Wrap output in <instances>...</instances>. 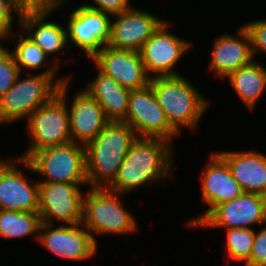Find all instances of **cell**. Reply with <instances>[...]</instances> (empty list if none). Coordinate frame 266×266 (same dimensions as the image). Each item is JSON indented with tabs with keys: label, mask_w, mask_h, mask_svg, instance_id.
Wrapping results in <instances>:
<instances>
[{
	"label": "cell",
	"mask_w": 266,
	"mask_h": 266,
	"mask_svg": "<svg viewBox=\"0 0 266 266\" xmlns=\"http://www.w3.org/2000/svg\"><path fill=\"white\" fill-rule=\"evenodd\" d=\"M175 150L166 140L137 137L107 189L129 197L138 189L151 184L153 186L156 182L165 187L167 180H176L172 166L175 163Z\"/></svg>",
	"instance_id": "obj_1"
},
{
	"label": "cell",
	"mask_w": 266,
	"mask_h": 266,
	"mask_svg": "<svg viewBox=\"0 0 266 266\" xmlns=\"http://www.w3.org/2000/svg\"><path fill=\"white\" fill-rule=\"evenodd\" d=\"M137 139L127 123L110 121L85 149V171L90 188H107L116 178L132 143Z\"/></svg>",
	"instance_id": "obj_2"
},
{
	"label": "cell",
	"mask_w": 266,
	"mask_h": 266,
	"mask_svg": "<svg viewBox=\"0 0 266 266\" xmlns=\"http://www.w3.org/2000/svg\"><path fill=\"white\" fill-rule=\"evenodd\" d=\"M149 84L170 126L180 136L185 128L196 132L211 103L194 83L181 74L152 78Z\"/></svg>",
	"instance_id": "obj_3"
},
{
	"label": "cell",
	"mask_w": 266,
	"mask_h": 266,
	"mask_svg": "<svg viewBox=\"0 0 266 266\" xmlns=\"http://www.w3.org/2000/svg\"><path fill=\"white\" fill-rule=\"evenodd\" d=\"M119 193L107 188H88L84 196L82 224L88 229L95 243L98 235H115L121 237L126 234V243L129 235L138 230V221L132 211L125 208ZM129 233V234H128ZM96 235V237H95ZM120 235V236H119Z\"/></svg>",
	"instance_id": "obj_4"
},
{
	"label": "cell",
	"mask_w": 266,
	"mask_h": 266,
	"mask_svg": "<svg viewBox=\"0 0 266 266\" xmlns=\"http://www.w3.org/2000/svg\"><path fill=\"white\" fill-rule=\"evenodd\" d=\"M59 87L52 76L20 73L16 82L0 97V126L27 120L33 111L58 94Z\"/></svg>",
	"instance_id": "obj_5"
},
{
	"label": "cell",
	"mask_w": 266,
	"mask_h": 266,
	"mask_svg": "<svg viewBox=\"0 0 266 266\" xmlns=\"http://www.w3.org/2000/svg\"><path fill=\"white\" fill-rule=\"evenodd\" d=\"M22 167L43 177L38 182L88 184L85 149L74 142L40 149L27 160L22 159Z\"/></svg>",
	"instance_id": "obj_6"
},
{
	"label": "cell",
	"mask_w": 266,
	"mask_h": 266,
	"mask_svg": "<svg viewBox=\"0 0 266 266\" xmlns=\"http://www.w3.org/2000/svg\"><path fill=\"white\" fill-rule=\"evenodd\" d=\"M29 135L27 148L17 157L27 160L34 152L61 146L71 141L69 112L66 103L56 95L49 103L38 107L26 120Z\"/></svg>",
	"instance_id": "obj_7"
},
{
	"label": "cell",
	"mask_w": 266,
	"mask_h": 266,
	"mask_svg": "<svg viewBox=\"0 0 266 266\" xmlns=\"http://www.w3.org/2000/svg\"><path fill=\"white\" fill-rule=\"evenodd\" d=\"M171 24L166 19L139 51L150 79L181 75L176 67L183 56L192 51L194 43L170 31L174 27Z\"/></svg>",
	"instance_id": "obj_8"
},
{
	"label": "cell",
	"mask_w": 266,
	"mask_h": 266,
	"mask_svg": "<svg viewBox=\"0 0 266 266\" xmlns=\"http://www.w3.org/2000/svg\"><path fill=\"white\" fill-rule=\"evenodd\" d=\"M88 184L39 182L38 213L42 223L77 225L82 223L84 196ZM86 185V186H85Z\"/></svg>",
	"instance_id": "obj_9"
},
{
	"label": "cell",
	"mask_w": 266,
	"mask_h": 266,
	"mask_svg": "<svg viewBox=\"0 0 266 266\" xmlns=\"http://www.w3.org/2000/svg\"><path fill=\"white\" fill-rule=\"evenodd\" d=\"M122 122L131 126L139 138L163 139L174 146L173 140L180 137L170 126L150 84L130 91L128 111Z\"/></svg>",
	"instance_id": "obj_10"
},
{
	"label": "cell",
	"mask_w": 266,
	"mask_h": 266,
	"mask_svg": "<svg viewBox=\"0 0 266 266\" xmlns=\"http://www.w3.org/2000/svg\"><path fill=\"white\" fill-rule=\"evenodd\" d=\"M37 242L53 256L73 262L89 261L98 252V245L82 223L57 227L41 223Z\"/></svg>",
	"instance_id": "obj_11"
},
{
	"label": "cell",
	"mask_w": 266,
	"mask_h": 266,
	"mask_svg": "<svg viewBox=\"0 0 266 266\" xmlns=\"http://www.w3.org/2000/svg\"><path fill=\"white\" fill-rule=\"evenodd\" d=\"M76 6L67 17L65 24L69 46L78 47L90 60L104 46L111 36L112 16L91 9L82 3Z\"/></svg>",
	"instance_id": "obj_12"
},
{
	"label": "cell",
	"mask_w": 266,
	"mask_h": 266,
	"mask_svg": "<svg viewBox=\"0 0 266 266\" xmlns=\"http://www.w3.org/2000/svg\"><path fill=\"white\" fill-rule=\"evenodd\" d=\"M208 157V162L201 171V199L207 209L189 218L185 223L191 230L195 227L218 205L231 201L241 196L244 191L241 185L233 177L226 161L217 153L213 152Z\"/></svg>",
	"instance_id": "obj_13"
},
{
	"label": "cell",
	"mask_w": 266,
	"mask_h": 266,
	"mask_svg": "<svg viewBox=\"0 0 266 266\" xmlns=\"http://www.w3.org/2000/svg\"><path fill=\"white\" fill-rule=\"evenodd\" d=\"M72 78L62 83L58 96L66 103L69 112L71 141L80 145L90 143L110 122L99 103L83 89L74 93L71 101L68 92ZM70 102H69V101Z\"/></svg>",
	"instance_id": "obj_14"
},
{
	"label": "cell",
	"mask_w": 266,
	"mask_h": 266,
	"mask_svg": "<svg viewBox=\"0 0 266 266\" xmlns=\"http://www.w3.org/2000/svg\"><path fill=\"white\" fill-rule=\"evenodd\" d=\"M266 225V197L244 192L241 196L216 206L195 228L254 229ZM253 226V227H252Z\"/></svg>",
	"instance_id": "obj_15"
},
{
	"label": "cell",
	"mask_w": 266,
	"mask_h": 266,
	"mask_svg": "<svg viewBox=\"0 0 266 266\" xmlns=\"http://www.w3.org/2000/svg\"><path fill=\"white\" fill-rule=\"evenodd\" d=\"M21 168L22 159L17 155L0 157V209L38 212L39 182L29 181Z\"/></svg>",
	"instance_id": "obj_16"
},
{
	"label": "cell",
	"mask_w": 266,
	"mask_h": 266,
	"mask_svg": "<svg viewBox=\"0 0 266 266\" xmlns=\"http://www.w3.org/2000/svg\"><path fill=\"white\" fill-rule=\"evenodd\" d=\"M90 62L100 72L112 77L120 86L130 91L144 88L150 82L137 51L116 49L106 45L90 59Z\"/></svg>",
	"instance_id": "obj_17"
},
{
	"label": "cell",
	"mask_w": 266,
	"mask_h": 266,
	"mask_svg": "<svg viewBox=\"0 0 266 266\" xmlns=\"http://www.w3.org/2000/svg\"><path fill=\"white\" fill-rule=\"evenodd\" d=\"M109 46L139 52L146 41L166 20L150 11L133 5L126 11L112 16Z\"/></svg>",
	"instance_id": "obj_18"
},
{
	"label": "cell",
	"mask_w": 266,
	"mask_h": 266,
	"mask_svg": "<svg viewBox=\"0 0 266 266\" xmlns=\"http://www.w3.org/2000/svg\"><path fill=\"white\" fill-rule=\"evenodd\" d=\"M236 34L235 36L225 32L212 41L213 46L207 69L219 81H223L231 72L247 66L254 60L250 38L243 25L239 27Z\"/></svg>",
	"instance_id": "obj_19"
},
{
	"label": "cell",
	"mask_w": 266,
	"mask_h": 266,
	"mask_svg": "<svg viewBox=\"0 0 266 266\" xmlns=\"http://www.w3.org/2000/svg\"><path fill=\"white\" fill-rule=\"evenodd\" d=\"M54 13H24L20 15V30L36 43L59 68L62 65L60 55L69 51L67 30L64 24L59 21H52Z\"/></svg>",
	"instance_id": "obj_20"
},
{
	"label": "cell",
	"mask_w": 266,
	"mask_h": 266,
	"mask_svg": "<svg viewBox=\"0 0 266 266\" xmlns=\"http://www.w3.org/2000/svg\"><path fill=\"white\" fill-rule=\"evenodd\" d=\"M229 166L244 192L266 197V155L251 150H215Z\"/></svg>",
	"instance_id": "obj_21"
},
{
	"label": "cell",
	"mask_w": 266,
	"mask_h": 266,
	"mask_svg": "<svg viewBox=\"0 0 266 266\" xmlns=\"http://www.w3.org/2000/svg\"><path fill=\"white\" fill-rule=\"evenodd\" d=\"M94 80L82 88L103 108L109 121L122 122L126 118L130 90L120 86L112 77L100 72L95 66Z\"/></svg>",
	"instance_id": "obj_22"
},
{
	"label": "cell",
	"mask_w": 266,
	"mask_h": 266,
	"mask_svg": "<svg viewBox=\"0 0 266 266\" xmlns=\"http://www.w3.org/2000/svg\"><path fill=\"white\" fill-rule=\"evenodd\" d=\"M11 38L12 40H17L15 46L13 47L14 49L10 51L21 73H24V71L25 73H28L29 71V73H41L49 75L52 76L60 85L67 79L72 78L73 74L69 73L65 75L62 74L61 76L57 75L59 74L57 73L59 68L53 62H51L49 60L50 58L45 54V52L21 30L16 33L13 31L3 41L7 42ZM39 69H42L41 72H38Z\"/></svg>",
	"instance_id": "obj_23"
},
{
	"label": "cell",
	"mask_w": 266,
	"mask_h": 266,
	"mask_svg": "<svg viewBox=\"0 0 266 266\" xmlns=\"http://www.w3.org/2000/svg\"><path fill=\"white\" fill-rule=\"evenodd\" d=\"M232 86L236 97L240 98L244 107L254 112L260 98L266 92V67L260 61L253 60L250 64L231 72L225 79Z\"/></svg>",
	"instance_id": "obj_24"
},
{
	"label": "cell",
	"mask_w": 266,
	"mask_h": 266,
	"mask_svg": "<svg viewBox=\"0 0 266 266\" xmlns=\"http://www.w3.org/2000/svg\"><path fill=\"white\" fill-rule=\"evenodd\" d=\"M41 223L38 212L0 209V238L20 240L34 236L37 242Z\"/></svg>",
	"instance_id": "obj_25"
},
{
	"label": "cell",
	"mask_w": 266,
	"mask_h": 266,
	"mask_svg": "<svg viewBox=\"0 0 266 266\" xmlns=\"http://www.w3.org/2000/svg\"><path fill=\"white\" fill-rule=\"evenodd\" d=\"M226 231V261L247 263L249 261L254 242V229L250 228H231L223 229Z\"/></svg>",
	"instance_id": "obj_26"
},
{
	"label": "cell",
	"mask_w": 266,
	"mask_h": 266,
	"mask_svg": "<svg viewBox=\"0 0 266 266\" xmlns=\"http://www.w3.org/2000/svg\"><path fill=\"white\" fill-rule=\"evenodd\" d=\"M0 40V97L16 82L20 72L9 47Z\"/></svg>",
	"instance_id": "obj_27"
},
{
	"label": "cell",
	"mask_w": 266,
	"mask_h": 266,
	"mask_svg": "<svg viewBox=\"0 0 266 266\" xmlns=\"http://www.w3.org/2000/svg\"><path fill=\"white\" fill-rule=\"evenodd\" d=\"M242 25L248 32L253 58H257L258 53L266 55V19H256Z\"/></svg>",
	"instance_id": "obj_28"
},
{
	"label": "cell",
	"mask_w": 266,
	"mask_h": 266,
	"mask_svg": "<svg viewBox=\"0 0 266 266\" xmlns=\"http://www.w3.org/2000/svg\"><path fill=\"white\" fill-rule=\"evenodd\" d=\"M14 2L20 14L56 13L57 10L61 11L64 9L62 7L68 4L67 0H14Z\"/></svg>",
	"instance_id": "obj_29"
},
{
	"label": "cell",
	"mask_w": 266,
	"mask_h": 266,
	"mask_svg": "<svg viewBox=\"0 0 266 266\" xmlns=\"http://www.w3.org/2000/svg\"><path fill=\"white\" fill-rule=\"evenodd\" d=\"M20 15L14 0H0V40H4L14 31V22L17 21L19 26Z\"/></svg>",
	"instance_id": "obj_30"
},
{
	"label": "cell",
	"mask_w": 266,
	"mask_h": 266,
	"mask_svg": "<svg viewBox=\"0 0 266 266\" xmlns=\"http://www.w3.org/2000/svg\"><path fill=\"white\" fill-rule=\"evenodd\" d=\"M247 264L266 266V225L261 226L258 231L254 229V242Z\"/></svg>",
	"instance_id": "obj_31"
},
{
	"label": "cell",
	"mask_w": 266,
	"mask_h": 266,
	"mask_svg": "<svg viewBox=\"0 0 266 266\" xmlns=\"http://www.w3.org/2000/svg\"><path fill=\"white\" fill-rule=\"evenodd\" d=\"M88 2L82 4L111 16L120 14L133 6L130 0H89Z\"/></svg>",
	"instance_id": "obj_32"
},
{
	"label": "cell",
	"mask_w": 266,
	"mask_h": 266,
	"mask_svg": "<svg viewBox=\"0 0 266 266\" xmlns=\"http://www.w3.org/2000/svg\"><path fill=\"white\" fill-rule=\"evenodd\" d=\"M243 265H244V266H253V265H250V264H247V263H243L242 266H243ZM224 266H229V262L224 260ZM232 266H233V264H232ZM234 266H235V265H234ZM236 266H237V265H236Z\"/></svg>",
	"instance_id": "obj_33"
}]
</instances>
